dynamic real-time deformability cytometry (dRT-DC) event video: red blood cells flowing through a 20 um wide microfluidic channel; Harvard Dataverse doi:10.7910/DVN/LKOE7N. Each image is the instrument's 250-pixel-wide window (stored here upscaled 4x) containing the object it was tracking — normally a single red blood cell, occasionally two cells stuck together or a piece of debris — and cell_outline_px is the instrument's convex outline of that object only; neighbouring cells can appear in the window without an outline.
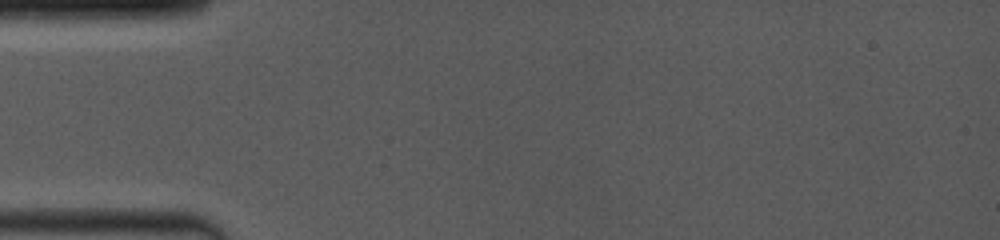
{"species": "common noctule bat (a hibernating species)", "species_latin": "Nyctalus noctula", "temperature_condition": "room temperature", "stored_images_in_passage": 1, "camera_frame_rate_fps": 4000, "um_per_image_px": 0.085, "animal": {"sex": "female", "body_mass_g": 19.0, "forearm_length_mm": 53.3}, "frame": {"image": 1, "passage_image": 1, "time_ms": 0.0, "image_size_px": [1000, 240], "cell_outline_px": [[712, 200], [672, 192], [664, 188], [648, 176], [652, 168], [660, 164], [692, 160], [696, 160], [712, 172]], "centroid_in_image_um": [58.18, 15.16], "position_along_channel_um": 26.8, "area_um2": 12.83}}